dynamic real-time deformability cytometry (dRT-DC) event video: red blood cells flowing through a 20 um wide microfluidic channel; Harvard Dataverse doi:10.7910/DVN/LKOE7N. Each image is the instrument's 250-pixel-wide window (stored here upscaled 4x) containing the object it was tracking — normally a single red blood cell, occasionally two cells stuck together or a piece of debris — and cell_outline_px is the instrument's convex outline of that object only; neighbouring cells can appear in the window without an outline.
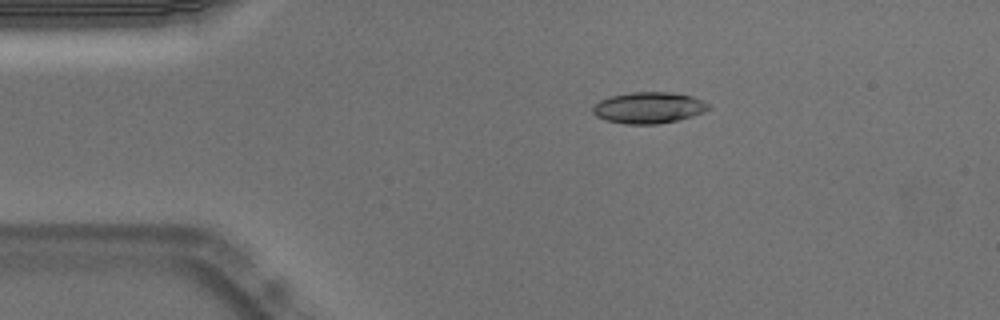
{"species": "Egyptian fruit bat (a non-hibernating species)", "species_latin": "Rousettus aegyptiacus", "temperature_condition": "warm", "stored_images_in_passage": 3, "camera_frame_rate_fps": 3000, "um_per_image_px": 0.085, "animal": {"sex": "male"}, "frame": {"image": 1, "passage_image": 1, "time_ms": 0.0, "image_size_px": [1000, 320], "cell_outline_px": [[712, 108], [704, 112], [692, 116], [676, 120], [656, 124], [624, 124], [604, 120], [596, 116], [592, 112], [592, 108], [600, 100], [612, 96], [632, 92], [668, 92], [692, 96], [708, 104]], "centroid_in_image_um": [55.12, 9.16], "position_along_channel_um": 29.9, "area_um2": 20.98}}